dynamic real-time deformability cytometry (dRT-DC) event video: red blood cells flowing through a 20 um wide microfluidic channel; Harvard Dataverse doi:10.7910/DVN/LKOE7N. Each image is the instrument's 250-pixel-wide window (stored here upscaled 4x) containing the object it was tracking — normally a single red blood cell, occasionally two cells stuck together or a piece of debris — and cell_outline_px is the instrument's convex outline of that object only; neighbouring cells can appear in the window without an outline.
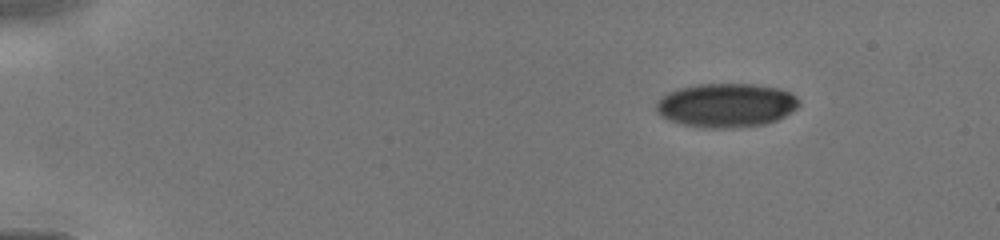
{"species": "human", "species_latin": "Homo sapiens", "temperature_condition": "cold", "stored_images_in_passage": 17, "camera_frame_rate_fps": 3000, "um_per_image_px": 0.085, "donor": {"sex": "male"}, "frame": {"image": 1, "passage_image": 1, "time_ms": 0.0, "image_size_px": [1000, 240], "cell_outline_px": [[800, 104], [796, 108], [784, 116], [776, 120], [764, 124], [736, 128], [704, 128], [684, 124], [668, 120], [656, 112], [656, 104], [660, 96], [668, 92], [680, 88], [696, 84], [752, 84], [776, 88], [788, 92], [796, 96]], "centroid_in_image_um": [61.69, 8.95], "position_along_channel_um": 23.3, "area_um2": 36.53}}
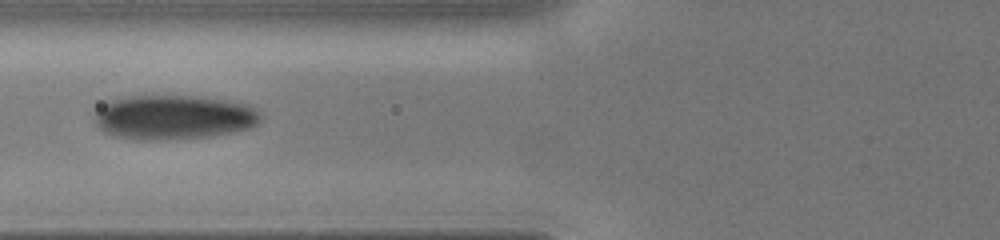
{"frame": {"image": 2, "passage_image": 13, "time_ms": 4.333, "image_size_px": [1000, 240], "cell_outline_px": [[264, 116], [256, 124], [248, 128], [232, 132], [212, 136], [168, 140], [132, 140], [116, 136], [104, 132], [96, 124], [96, 112], [104, 104], [112, 100], [128, 96], [196, 96], [232, 100], [248, 104], [260, 108]], "centroid_in_image_um": [14.84, 9.97], "position_along_channel_um": 111.0, "area_um2": 43.52}}
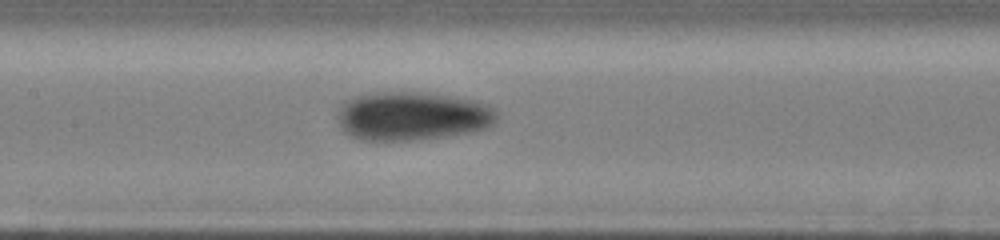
{"frame": {"image": 3, "passage_image": 17, "time_ms": 5.667, "image_size_px": [1000, 240], "cell_outline_px": [[500, 116], [488, 128], [472, 132], [444, 136], [408, 140], [360, 140], [344, 132], [340, 128], [336, 116], [340, 104], [344, 100], [352, 96], [376, 92], [428, 92], [452, 96], [472, 100], [488, 104], [496, 108]], "centroid_in_image_um": [35.02, 9.85], "position_along_channel_um": 172.4, "area_um2": 45.89}}